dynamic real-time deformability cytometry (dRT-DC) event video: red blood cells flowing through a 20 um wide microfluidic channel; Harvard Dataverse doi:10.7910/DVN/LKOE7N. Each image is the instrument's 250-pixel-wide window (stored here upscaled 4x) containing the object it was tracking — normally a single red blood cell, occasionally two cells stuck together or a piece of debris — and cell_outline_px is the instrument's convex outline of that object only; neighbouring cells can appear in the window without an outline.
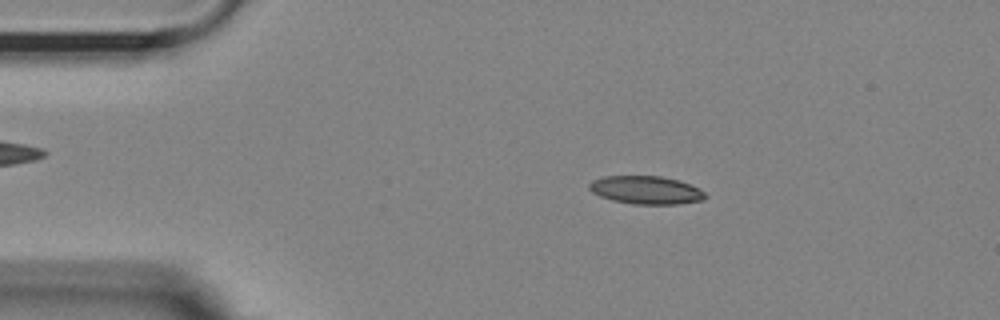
{"species": "Egyptian fruit bat (a non-hibernating species)", "species_latin": "Rousettus aegyptiacus", "temperature_condition": "room temperature", "stored_images_in_passage": 54, "camera_frame_rate_fps": 3000, "um_per_image_px": 0.085, "animal": {"sex": "female"}, "frame": {"image": 1, "passage_image": 9, "time_ms": 2.667, "image_size_px": [1000, 320], "cell_outline_px": [[708, 196], [704, 200], [680, 204], [632, 204], [612, 200], [600, 196], [592, 192], [588, 188], [588, 184], [592, 180], [604, 176], [660, 176], [680, 180], [704, 192]], "centroid_in_image_um": [54.9, 16.16], "position_along_channel_um": 30.1, "area_um2": 19.07}}
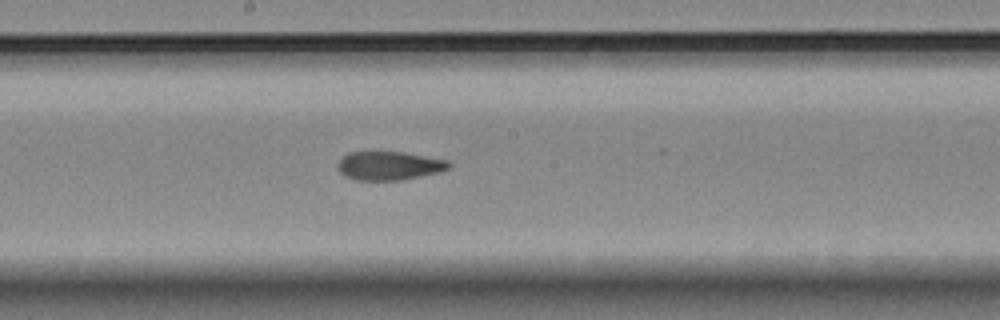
{"frame": {"image": 2, "passage_image": 28, "time_ms": 9.0, "image_size_px": [1000, 320], "cell_outline_px": [[452, 164], [448, 168], [440, 172], [400, 180], [356, 180], [344, 176], [336, 168], [336, 164], [348, 152], [404, 152], [448, 160]], "centroid_in_image_um": [33.06, 14.08], "position_along_channel_um": 215.1, "area_um2": 18.61}}
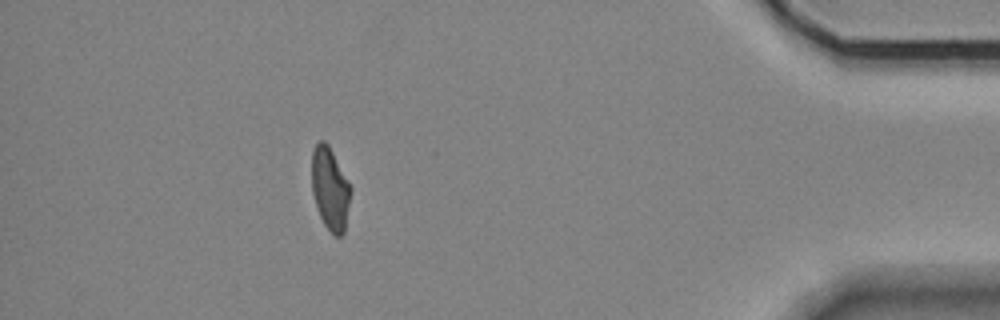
{"frame": {"image": 3, "passage_image": 48, "time_ms": 15.667, "image_size_px": [1000, 320], "cell_outline_px": [[352, 188], [344, 232], [340, 236], [336, 236], [324, 224], [320, 216], [312, 192], [312, 152], [316, 144], [320, 140], [324, 140], [328, 144]], "centroid_in_image_um": [28.06, 16.02], "position_along_channel_um": 407.1, "area_um2": 18.5}, "authors_computed_cell_mechanics": {"area_um2": 19.1318, "velocity_mm_per_s": 3.6448, "shape_relaxation_time_tau1_ms": 7.1488, "shape_relaxation_time_tau2_ms": 2.0575, "deformation_change_tau1": 0.1944, "deformation_change_tau2": 0.084}}